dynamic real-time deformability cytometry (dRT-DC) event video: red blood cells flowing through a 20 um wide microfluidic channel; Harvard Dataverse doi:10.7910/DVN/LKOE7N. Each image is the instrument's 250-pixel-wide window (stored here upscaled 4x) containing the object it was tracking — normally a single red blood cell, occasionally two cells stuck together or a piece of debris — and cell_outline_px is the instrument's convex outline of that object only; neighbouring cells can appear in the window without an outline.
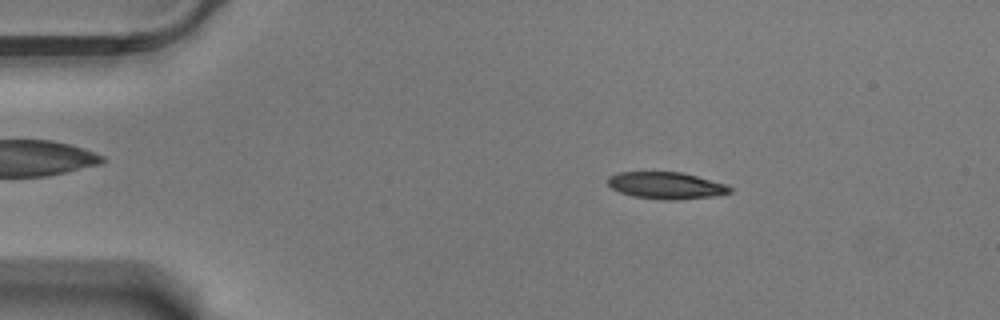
{"species": "Egyptian fruit bat (a non-hibernating species)", "species_latin": "Rousettus aegyptiacus", "temperature_condition": "warm", "stored_images_in_passage": 57, "camera_frame_rate_fps": 3000, "um_per_image_px": 0.085, "animal": {"sex": "male"}, "frame": {"image": 1, "passage_image": 9, "time_ms": 2.667, "image_size_px": [1000, 320], "cell_outline_px": [[732, 192], [720, 196], [676, 200], [664, 200], [632, 196], [620, 192], [612, 188], [608, 184], [608, 176], [620, 172], [680, 172], [728, 184], [732, 188]], "centroid_in_image_um": [56.68, 15.78], "position_along_channel_um": 28.3, "area_um2": 19.31}}
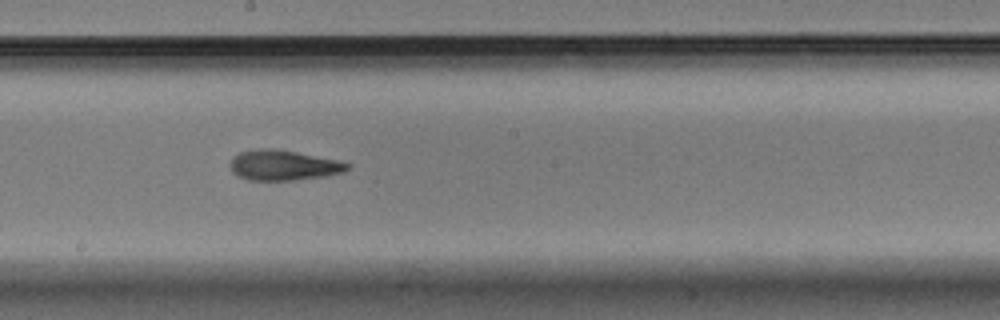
{"frame": {"image": 2, "passage_image": 31, "time_ms": 10.0, "image_size_px": [1000, 320], "cell_outline_px": [[352, 168], [344, 172], [324, 176], [296, 180], [248, 180], [236, 176], [232, 172], [228, 164], [240, 152], [260, 148], [268, 148], [296, 152], [340, 160], [352, 164]], "centroid_in_image_um": [24.12, 14.05], "position_along_channel_um": 224.1, "area_um2": 20.81}}
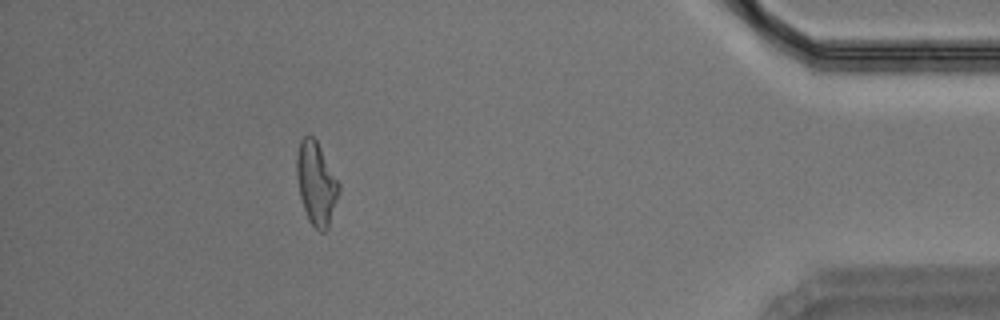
{"frame": {"image": 3, "passage_image": 51, "time_ms": 16.667, "image_size_px": [1000, 320], "cell_outline_px": [[340, 192], [328, 228], [324, 232], [320, 232], [308, 220], [300, 196], [296, 176], [296, 156], [300, 140], [304, 136], [312, 136], [316, 140], [340, 184]], "centroid_in_image_um": [26.88, 15.6], "position_along_channel_um": 408.3, "area_um2": 20.35}, "authors_computed_cell_mechanics": {"area_um2": 20.23, "velocity_mm_per_s": 3.5026, "shape_relaxation_time_tau1_ms": 8.1778, "shape_relaxation_time_tau2_ms": 2.1999, "deformation_change_tau1": 0.2455, "deformation_change_tau2": 0.1062}}